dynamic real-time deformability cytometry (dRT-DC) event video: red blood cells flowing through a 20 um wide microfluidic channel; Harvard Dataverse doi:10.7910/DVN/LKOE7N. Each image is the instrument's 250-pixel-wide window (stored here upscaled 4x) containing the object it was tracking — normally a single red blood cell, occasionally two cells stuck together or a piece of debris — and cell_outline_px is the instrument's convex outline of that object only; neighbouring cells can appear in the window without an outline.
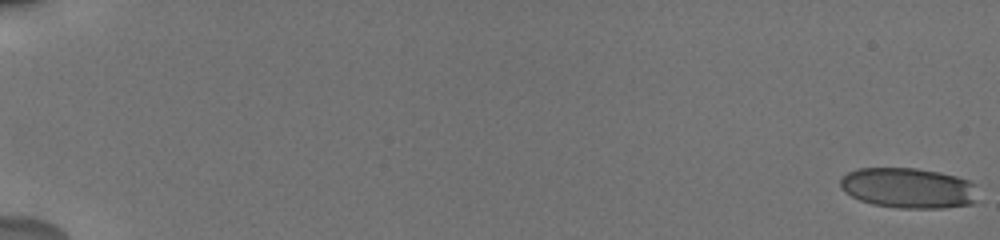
{"species": "human", "species_latin": "Homo sapiens", "temperature_condition": "cold", "stored_images_in_passage": 23, "camera_frame_rate_fps": 3000, "um_per_image_px": 0.085, "donor": {"sex": "male"}, "frame": {"image": 1, "passage_image": 1, "time_ms": 0.0, "image_size_px": [1000, 240], "cell_outline_px": [[976, 204], [944, 208], [900, 208], [872, 204], [860, 200], [844, 192], [840, 188], [840, 180], [848, 172], [856, 168], [916, 168], [940, 172], [956, 176], [968, 180], [976, 184]], "centroid_in_image_um": [77.23, 15.98], "position_along_channel_um": 7.8, "area_um2": 32.71}}
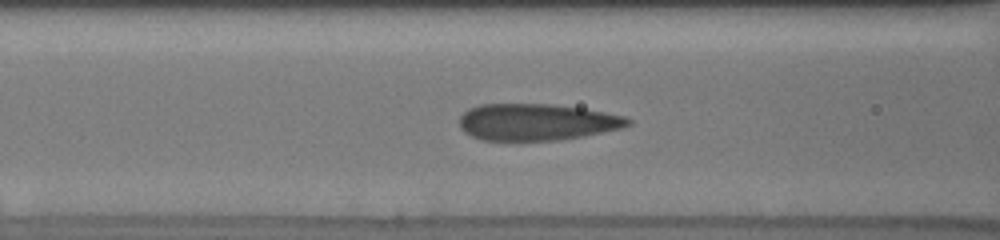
{"frame": {"image": 2, "passage_image": 20, "time_ms": 8.333, "image_size_px": [1000, 240], "cell_outline_px": [[632, 124], [624, 128], [584, 136], [560, 140], [480, 140], [464, 132], [460, 128], [460, 116], [468, 108], [480, 104], [552, 104], [584, 108], [624, 116], [632, 120]], "centroid_in_image_um": [45.64, 10.37], "position_along_channel_um": 121.0, "area_um2": 36.3}}
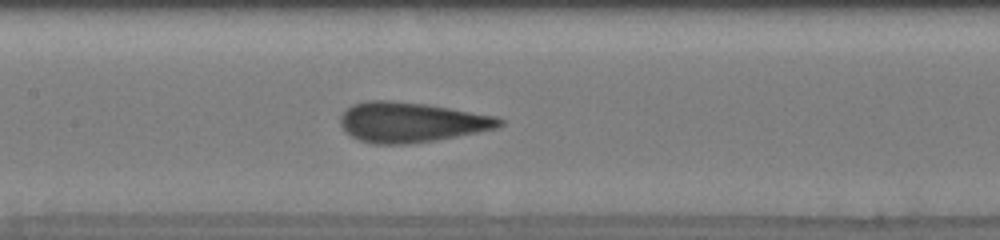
{"frame": {"image": 3, "passage_image": 23, "time_ms": 9.667, "image_size_px": [1000, 240], "cell_outline_px": [[504, 124], [496, 128], [436, 140], [408, 144], [372, 144], [360, 140], [352, 136], [340, 124], [340, 116], [352, 104], [364, 100], [388, 100], [424, 104], [496, 116], [504, 120]], "centroid_in_image_um": [34.93, 10.39], "position_along_channel_um": 172.5, "area_um2": 36.82}}